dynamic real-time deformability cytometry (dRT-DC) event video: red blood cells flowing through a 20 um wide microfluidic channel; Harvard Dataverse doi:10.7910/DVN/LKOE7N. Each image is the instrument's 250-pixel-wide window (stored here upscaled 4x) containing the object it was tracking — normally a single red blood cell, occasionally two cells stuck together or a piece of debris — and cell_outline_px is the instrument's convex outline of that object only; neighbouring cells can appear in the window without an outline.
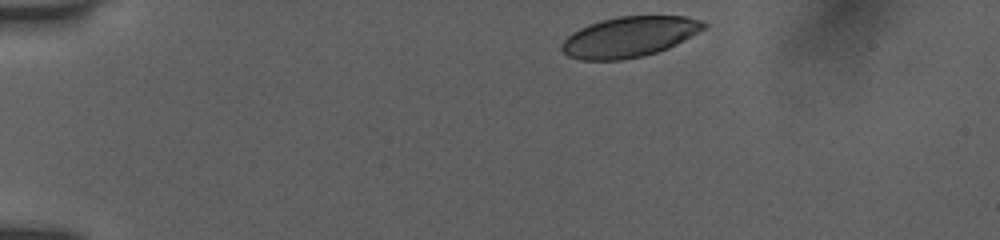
{"species": "human", "species_latin": "Homo sapiens", "temperature_condition": "room temperature", "stored_images_in_passage": 38, "camera_frame_rate_fps": 3000, "um_per_image_px": 0.085, "donor": {"sex": "female"}, "frame": {"image": 1, "passage_image": 1, "time_ms": 0.0, "image_size_px": [1000, 240], "cell_outline_px": [[708, 24], [704, 28], [676, 44], [668, 48], [644, 56], [620, 60], [580, 60], [568, 56], [560, 48], [560, 44], [572, 32], [588, 24], [600, 20], [620, 16], [684, 16], [700, 20]], "centroid_in_image_um": [53.45, 3.13], "position_along_channel_um": 31.6, "area_um2": 33.35}}
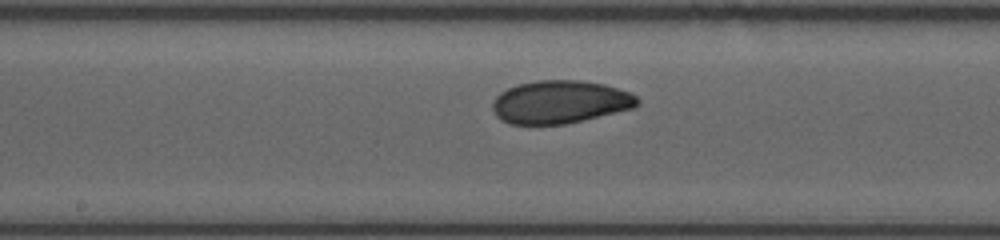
{"frame": {"image": 2, "passage_image": 20, "time_ms": 6.333, "image_size_px": [1000, 240], "cell_outline_px": [[640, 104], [632, 108], [564, 124], [508, 124], [500, 120], [496, 116], [492, 108], [492, 104], [496, 96], [500, 92], [516, 84], [536, 80], [580, 80], [604, 84], [628, 92], [636, 96], [640, 100]], "centroid_in_image_um": [47.56, 8.66], "position_along_channel_um": 200.6, "area_um2": 36.18}}
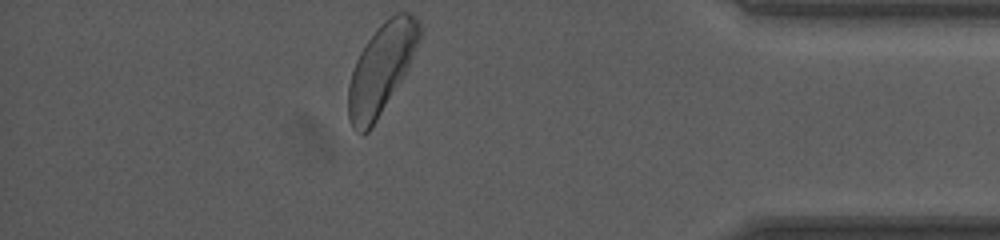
{"frame": {"image": 3, "passage_image": 38, "time_ms": 12.333, "image_size_px": [1000, 240], "cell_outline_px": [[420, 40], [408, 68], [404, 76], [372, 128], [368, 132], [356, 132], [352, 128], [348, 116], [348, 84], [356, 60], [360, 52], [376, 28], [384, 20], [396, 12], [408, 12], [420, 20]], "centroid_in_image_um": [32.41, 5.83], "position_along_channel_um": 402.8, "area_um2": 37.22}, "authors_computed_cell_mechanics": {"area_um2": 35.8071, "velocity_mm_per_s": 3.893, "shape_relaxation_time_tau1_ms": 4.4257, "shape_relaxation_time_tau2_ms": 3.6218, "deformation_change_tau1": 0.1457, "deformation_change_tau2": 0.0766}}